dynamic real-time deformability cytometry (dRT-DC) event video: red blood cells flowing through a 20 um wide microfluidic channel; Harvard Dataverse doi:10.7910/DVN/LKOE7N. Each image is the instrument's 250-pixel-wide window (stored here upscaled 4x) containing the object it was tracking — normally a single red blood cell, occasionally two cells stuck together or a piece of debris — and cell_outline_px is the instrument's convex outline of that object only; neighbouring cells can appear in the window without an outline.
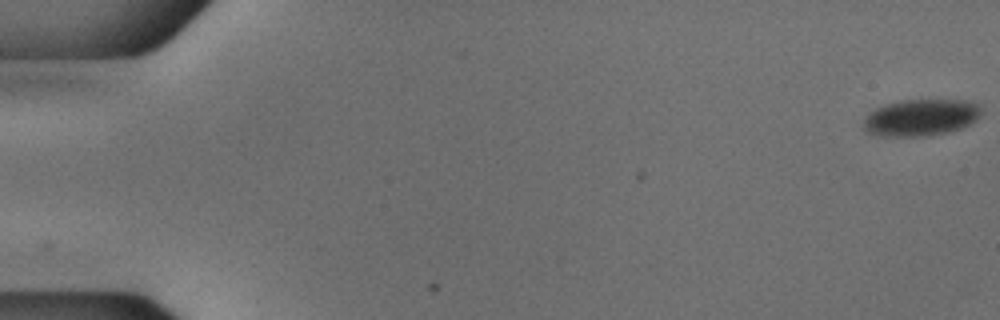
{"species": "common noctule bat (a hibernating species)", "species_latin": "Nyctalus noctula", "temperature_condition": "cold", "stored_images_in_passage": 54, "camera_frame_rate_fps": 3000, "um_per_image_px": 0.085, "animal": {"sex": "male", "body_mass_g": 18.8}, "frame": {"image": 1, "passage_image": 1, "time_ms": 0.0, "image_size_px": [1000, 320], "cell_outline_px": [[980, 116], [976, 120], [960, 128], [948, 132], [928, 136], [876, 136], [868, 132], [864, 128], [864, 120], [876, 108], [900, 100], [968, 100], [980, 104]], "centroid_in_image_um": [78.3, 9.99], "position_along_channel_um": 6.7, "area_um2": 25.09}}
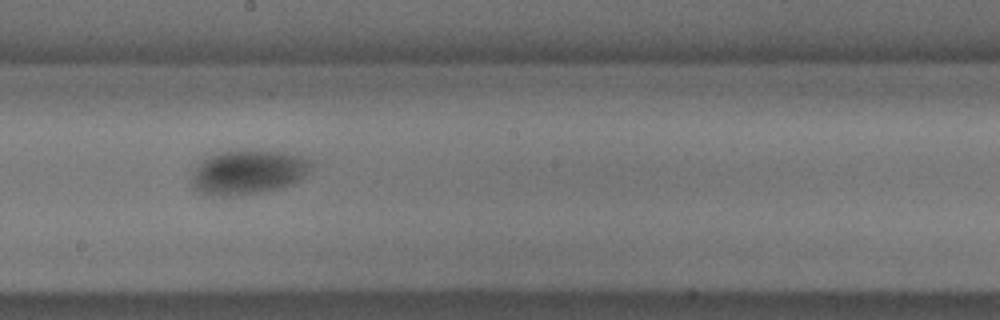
{"frame": {"image": 2, "passage_image": 31, "time_ms": 10.0, "image_size_px": [1000, 320], "cell_outline_px": [[316, 164], [300, 180], [292, 184], [280, 188], [260, 192], [232, 196], [216, 196], [200, 192], [192, 184], [192, 176], [200, 160], [220, 152], [284, 152], [300, 156], [312, 160]], "centroid_in_image_um": [21.14, 14.66], "position_along_channel_um": 227.1, "area_um2": 30.46}}
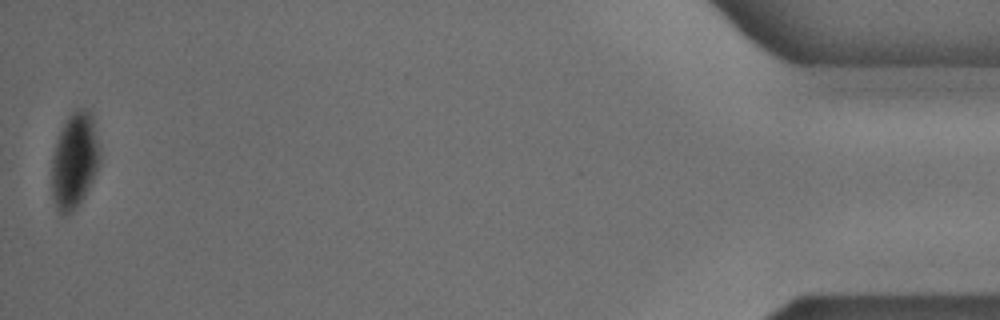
{"frame": {"image": 3, "passage_image": 54, "time_ms": 17.667, "image_size_px": [1000, 320], "cell_outline_px": [[100, 160], [96, 172], [84, 196], [76, 208], [68, 216], [60, 216], [52, 200], [52, 156], [60, 132], [68, 116], [72, 112], [80, 108], [88, 108], [92, 112], [100, 148]], "centroid_in_image_um": [6.34, 13.67], "position_along_channel_um": 428.9, "area_um2": 27.11}, "authors_computed_cell_mechanics": {"area_um2": 28.9289, "velocity_mm_per_s": 3.7584, "shape_relaxation_time_tau1_ms": 9.676, "shape_relaxation_time_tau2_ms": 4.2875, "deformation_change_tau1": 0.1016, "deformation_change_tau2": 0.0346}}